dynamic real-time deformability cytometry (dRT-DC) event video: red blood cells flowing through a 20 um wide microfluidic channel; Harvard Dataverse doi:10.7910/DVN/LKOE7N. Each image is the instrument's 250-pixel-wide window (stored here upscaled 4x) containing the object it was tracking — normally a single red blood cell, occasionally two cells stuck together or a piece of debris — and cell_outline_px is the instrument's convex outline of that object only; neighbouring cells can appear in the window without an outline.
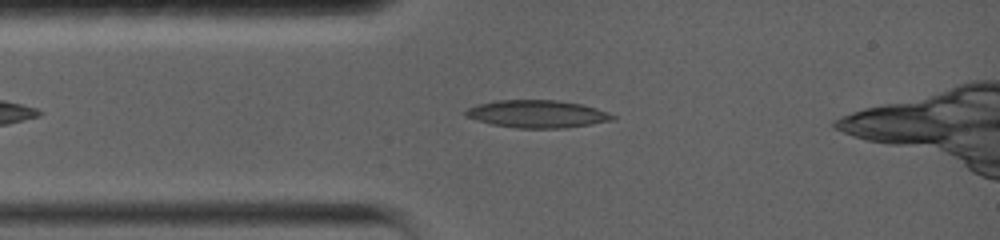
{"species": "common noctule bat (a hibernating species)", "species_latin": "Nyctalus noctula", "temperature_condition": "warm", "stored_images_in_passage": 31, "camera_frame_rate_fps": 5000, "um_per_image_px": 0.085, "animal": {"sex": "female", "body_mass_g": 19.0, "forearm_length_mm": 56.7}, "frame": {"image": 1, "passage_image": 13, "time_ms": 2.4, "image_size_px": [1000, 240], "cell_outline_px": [[616, 120], [568, 128], [512, 128], [492, 124], [476, 120], [464, 116], [464, 112], [468, 108], [476, 104], [496, 100], [556, 100], [580, 104], [596, 108], [608, 112], [616, 116]], "centroid_in_image_um": [45.66, 9.69], "position_along_channel_um": 39.3, "area_um2": 23.87}}
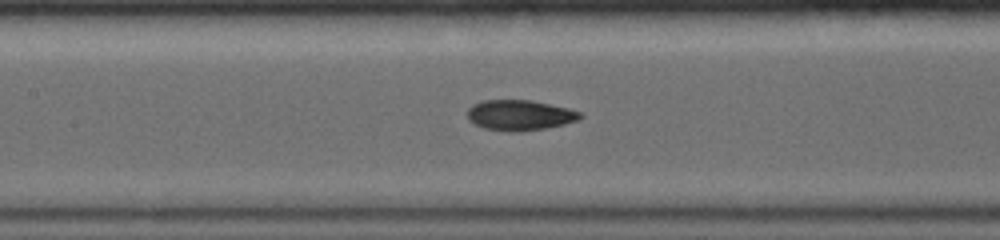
{"frame": {"image": 2, "passage_image": 23, "time_ms": 4.4, "image_size_px": [1000, 240], "cell_outline_px": [[584, 116], [576, 120], [564, 124], [544, 128], [484, 128], [468, 120], [468, 108], [472, 104], [484, 100], [532, 100], [568, 108], [580, 112]], "centroid_in_image_um": [44.19, 9.72], "position_along_channel_um": 163.2, "area_um2": 18.96}}
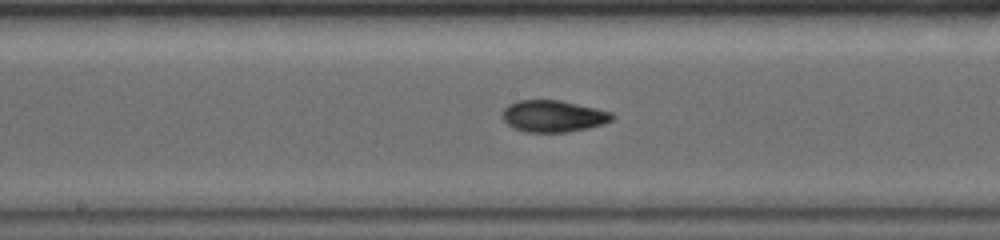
{"frame": {"image": 3, "passage_image": 28, "time_ms": 5.4, "image_size_px": [1000, 240], "cell_outline_px": [[612, 120], [588, 128], [564, 132], [528, 132], [516, 128], [508, 124], [504, 120], [504, 108], [508, 104], [516, 100], [560, 100], [612, 112]], "centroid_in_image_um": [47.01, 9.86], "position_along_channel_um": 201.2, "area_um2": 19.88}}